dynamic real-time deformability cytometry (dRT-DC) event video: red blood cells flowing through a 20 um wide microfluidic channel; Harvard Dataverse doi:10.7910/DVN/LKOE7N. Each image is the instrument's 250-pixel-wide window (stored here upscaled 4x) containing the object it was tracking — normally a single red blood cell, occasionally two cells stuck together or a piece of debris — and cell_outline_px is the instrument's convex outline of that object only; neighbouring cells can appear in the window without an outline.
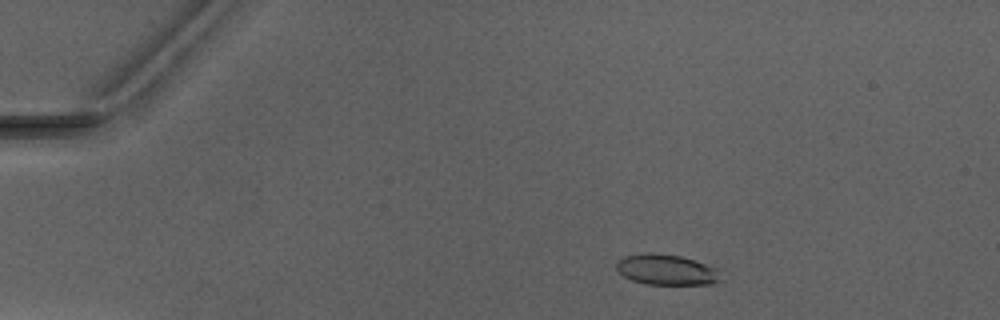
{"species": "Egyptian fruit bat (a non-hibernating species)", "species_latin": "Rousettus aegyptiacus", "temperature_condition": "warm", "stored_images_in_passage": 3, "camera_frame_rate_fps": 3000, "um_per_image_px": 0.085, "animal": {"sex": "male"}, "frame": {"image": 1, "passage_image": 2, "time_ms": 1.333, "image_size_px": [1000, 320], "cell_outline_px": [[720, 280], [712, 284], [648, 284], [632, 280], [624, 276], [616, 268], [616, 260], [624, 256], [680, 256], [716, 268]], "centroid_in_image_um": [56.65, 22.98], "position_along_channel_um": 28.4, "area_um2": 17.46}}